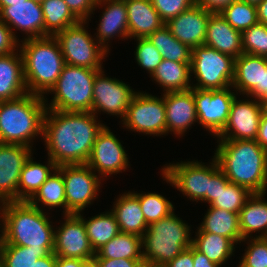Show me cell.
<instances>
[{
  "mask_svg": "<svg viewBox=\"0 0 267 267\" xmlns=\"http://www.w3.org/2000/svg\"><path fill=\"white\" fill-rule=\"evenodd\" d=\"M96 117L92 112L46 110L43 140L48 157L57 166L86 164L96 136L105 126Z\"/></svg>",
  "mask_w": 267,
  "mask_h": 267,
  "instance_id": "cell-1",
  "label": "cell"
},
{
  "mask_svg": "<svg viewBox=\"0 0 267 267\" xmlns=\"http://www.w3.org/2000/svg\"><path fill=\"white\" fill-rule=\"evenodd\" d=\"M0 206V245L54 249L55 230L43 209L27 201L4 202Z\"/></svg>",
  "mask_w": 267,
  "mask_h": 267,
  "instance_id": "cell-2",
  "label": "cell"
},
{
  "mask_svg": "<svg viewBox=\"0 0 267 267\" xmlns=\"http://www.w3.org/2000/svg\"><path fill=\"white\" fill-rule=\"evenodd\" d=\"M218 141L214 157L229 181L252 193H266L267 151L256 140Z\"/></svg>",
  "mask_w": 267,
  "mask_h": 267,
  "instance_id": "cell-3",
  "label": "cell"
},
{
  "mask_svg": "<svg viewBox=\"0 0 267 267\" xmlns=\"http://www.w3.org/2000/svg\"><path fill=\"white\" fill-rule=\"evenodd\" d=\"M19 43L28 93L44 97L55 86L65 60L54 36L24 39Z\"/></svg>",
  "mask_w": 267,
  "mask_h": 267,
  "instance_id": "cell-4",
  "label": "cell"
},
{
  "mask_svg": "<svg viewBox=\"0 0 267 267\" xmlns=\"http://www.w3.org/2000/svg\"><path fill=\"white\" fill-rule=\"evenodd\" d=\"M46 102L48 101L45 97L31 93L13 100L2 101L0 143L32 148L30 145L32 139L38 135L43 137Z\"/></svg>",
  "mask_w": 267,
  "mask_h": 267,
  "instance_id": "cell-5",
  "label": "cell"
},
{
  "mask_svg": "<svg viewBox=\"0 0 267 267\" xmlns=\"http://www.w3.org/2000/svg\"><path fill=\"white\" fill-rule=\"evenodd\" d=\"M190 231V226L176 216L174 211L150 224L141 236L144 263L165 266L192 246Z\"/></svg>",
  "mask_w": 267,
  "mask_h": 267,
  "instance_id": "cell-6",
  "label": "cell"
},
{
  "mask_svg": "<svg viewBox=\"0 0 267 267\" xmlns=\"http://www.w3.org/2000/svg\"><path fill=\"white\" fill-rule=\"evenodd\" d=\"M101 70L65 64L55 84L49 91L54 94L47 109L64 112H91L94 79Z\"/></svg>",
  "mask_w": 267,
  "mask_h": 267,
  "instance_id": "cell-7",
  "label": "cell"
},
{
  "mask_svg": "<svg viewBox=\"0 0 267 267\" xmlns=\"http://www.w3.org/2000/svg\"><path fill=\"white\" fill-rule=\"evenodd\" d=\"M235 58L206 45L192 49L190 69L197 82L193 88L220 90L232 88Z\"/></svg>",
  "mask_w": 267,
  "mask_h": 267,
  "instance_id": "cell-8",
  "label": "cell"
},
{
  "mask_svg": "<svg viewBox=\"0 0 267 267\" xmlns=\"http://www.w3.org/2000/svg\"><path fill=\"white\" fill-rule=\"evenodd\" d=\"M86 23L87 21H80L54 37L60 44L65 64L102 70V60L108 51L89 34L85 28Z\"/></svg>",
  "mask_w": 267,
  "mask_h": 267,
  "instance_id": "cell-9",
  "label": "cell"
},
{
  "mask_svg": "<svg viewBox=\"0 0 267 267\" xmlns=\"http://www.w3.org/2000/svg\"><path fill=\"white\" fill-rule=\"evenodd\" d=\"M124 127L150 135H166V110L164 97L136 92L122 119Z\"/></svg>",
  "mask_w": 267,
  "mask_h": 267,
  "instance_id": "cell-10",
  "label": "cell"
},
{
  "mask_svg": "<svg viewBox=\"0 0 267 267\" xmlns=\"http://www.w3.org/2000/svg\"><path fill=\"white\" fill-rule=\"evenodd\" d=\"M65 183L67 214L81 213L97 198L101 178L87 164L61 165Z\"/></svg>",
  "mask_w": 267,
  "mask_h": 267,
  "instance_id": "cell-11",
  "label": "cell"
},
{
  "mask_svg": "<svg viewBox=\"0 0 267 267\" xmlns=\"http://www.w3.org/2000/svg\"><path fill=\"white\" fill-rule=\"evenodd\" d=\"M198 123L216 137L226 126L236 97L230 87L220 90L193 88Z\"/></svg>",
  "mask_w": 267,
  "mask_h": 267,
  "instance_id": "cell-12",
  "label": "cell"
},
{
  "mask_svg": "<svg viewBox=\"0 0 267 267\" xmlns=\"http://www.w3.org/2000/svg\"><path fill=\"white\" fill-rule=\"evenodd\" d=\"M163 178L193 201L206 202L209 193V165L198 161L177 162L162 168Z\"/></svg>",
  "mask_w": 267,
  "mask_h": 267,
  "instance_id": "cell-13",
  "label": "cell"
},
{
  "mask_svg": "<svg viewBox=\"0 0 267 267\" xmlns=\"http://www.w3.org/2000/svg\"><path fill=\"white\" fill-rule=\"evenodd\" d=\"M104 126L96 136L91 154L86 164L100 177L118 174L129 167L127 154L113 132Z\"/></svg>",
  "mask_w": 267,
  "mask_h": 267,
  "instance_id": "cell-14",
  "label": "cell"
},
{
  "mask_svg": "<svg viewBox=\"0 0 267 267\" xmlns=\"http://www.w3.org/2000/svg\"><path fill=\"white\" fill-rule=\"evenodd\" d=\"M104 76L103 70L95 76L91 112L97 116V112L102 111L110 115H120L123 119L136 92L123 81Z\"/></svg>",
  "mask_w": 267,
  "mask_h": 267,
  "instance_id": "cell-15",
  "label": "cell"
},
{
  "mask_svg": "<svg viewBox=\"0 0 267 267\" xmlns=\"http://www.w3.org/2000/svg\"><path fill=\"white\" fill-rule=\"evenodd\" d=\"M243 100L235 97L228 122L217 136L220 140H256L265 108L256 98Z\"/></svg>",
  "mask_w": 267,
  "mask_h": 267,
  "instance_id": "cell-16",
  "label": "cell"
},
{
  "mask_svg": "<svg viewBox=\"0 0 267 267\" xmlns=\"http://www.w3.org/2000/svg\"><path fill=\"white\" fill-rule=\"evenodd\" d=\"M65 222L56 228L53 253L58 257L87 260L95 256L84 222L78 214H65Z\"/></svg>",
  "mask_w": 267,
  "mask_h": 267,
  "instance_id": "cell-17",
  "label": "cell"
},
{
  "mask_svg": "<svg viewBox=\"0 0 267 267\" xmlns=\"http://www.w3.org/2000/svg\"><path fill=\"white\" fill-rule=\"evenodd\" d=\"M232 87L258 99L267 91V57L243 53L235 59Z\"/></svg>",
  "mask_w": 267,
  "mask_h": 267,
  "instance_id": "cell-18",
  "label": "cell"
},
{
  "mask_svg": "<svg viewBox=\"0 0 267 267\" xmlns=\"http://www.w3.org/2000/svg\"><path fill=\"white\" fill-rule=\"evenodd\" d=\"M31 153L24 145L0 143V205L17 201L20 173Z\"/></svg>",
  "mask_w": 267,
  "mask_h": 267,
  "instance_id": "cell-19",
  "label": "cell"
},
{
  "mask_svg": "<svg viewBox=\"0 0 267 267\" xmlns=\"http://www.w3.org/2000/svg\"><path fill=\"white\" fill-rule=\"evenodd\" d=\"M0 19L4 21L17 40L14 29L25 32L27 38L34 39L45 37L44 15L41 3L26 0L23 3L12 4L0 10Z\"/></svg>",
  "mask_w": 267,
  "mask_h": 267,
  "instance_id": "cell-20",
  "label": "cell"
},
{
  "mask_svg": "<svg viewBox=\"0 0 267 267\" xmlns=\"http://www.w3.org/2000/svg\"><path fill=\"white\" fill-rule=\"evenodd\" d=\"M211 13L202 6L194 4L175 18L170 19L165 25L177 40L193 49L204 45Z\"/></svg>",
  "mask_w": 267,
  "mask_h": 267,
  "instance_id": "cell-21",
  "label": "cell"
},
{
  "mask_svg": "<svg viewBox=\"0 0 267 267\" xmlns=\"http://www.w3.org/2000/svg\"><path fill=\"white\" fill-rule=\"evenodd\" d=\"M166 110V134L173 132L181 136L195 122H198L193 87L187 91L163 94Z\"/></svg>",
  "mask_w": 267,
  "mask_h": 267,
  "instance_id": "cell-22",
  "label": "cell"
},
{
  "mask_svg": "<svg viewBox=\"0 0 267 267\" xmlns=\"http://www.w3.org/2000/svg\"><path fill=\"white\" fill-rule=\"evenodd\" d=\"M99 5L106 7L95 38L109 52L108 42L112 37L129 38L127 7L124 0H97L95 8Z\"/></svg>",
  "mask_w": 267,
  "mask_h": 267,
  "instance_id": "cell-23",
  "label": "cell"
},
{
  "mask_svg": "<svg viewBox=\"0 0 267 267\" xmlns=\"http://www.w3.org/2000/svg\"><path fill=\"white\" fill-rule=\"evenodd\" d=\"M204 45L235 59L244 53L242 32L235 30L219 12L210 14Z\"/></svg>",
  "mask_w": 267,
  "mask_h": 267,
  "instance_id": "cell-24",
  "label": "cell"
},
{
  "mask_svg": "<svg viewBox=\"0 0 267 267\" xmlns=\"http://www.w3.org/2000/svg\"><path fill=\"white\" fill-rule=\"evenodd\" d=\"M18 50L0 56V100H13L28 93L23 68V57Z\"/></svg>",
  "mask_w": 267,
  "mask_h": 267,
  "instance_id": "cell-25",
  "label": "cell"
},
{
  "mask_svg": "<svg viewBox=\"0 0 267 267\" xmlns=\"http://www.w3.org/2000/svg\"><path fill=\"white\" fill-rule=\"evenodd\" d=\"M127 7L129 38H147L165 23L151 0H124Z\"/></svg>",
  "mask_w": 267,
  "mask_h": 267,
  "instance_id": "cell-26",
  "label": "cell"
},
{
  "mask_svg": "<svg viewBox=\"0 0 267 267\" xmlns=\"http://www.w3.org/2000/svg\"><path fill=\"white\" fill-rule=\"evenodd\" d=\"M116 200L110 211L116 218L120 232L141 237L146 232L148 225L138 197L134 192L129 191L120 195Z\"/></svg>",
  "mask_w": 267,
  "mask_h": 267,
  "instance_id": "cell-27",
  "label": "cell"
},
{
  "mask_svg": "<svg viewBox=\"0 0 267 267\" xmlns=\"http://www.w3.org/2000/svg\"><path fill=\"white\" fill-rule=\"evenodd\" d=\"M265 194L253 193L240 210L239 228L242 242L247 241L255 232H261L255 237H267V201L263 198Z\"/></svg>",
  "mask_w": 267,
  "mask_h": 267,
  "instance_id": "cell-28",
  "label": "cell"
},
{
  "mask_svg": "<svg viewBox=\"0 0 267 267\" xmlns=\"http://www.w3.org/2000/svg\"><path fill=\"white\" fill-rule=\"evenodd\" d=\"M190 63L163 59L151 77L163 87L164 93L190 90Z\"/></svg>",
  "mask_w": 267,
  "mask_h": 267,
  "instance_id": "cell-29",
  "label": "cell"
},
{
  "mask_svg": "<svg viewBox=\"0 0 267 267\" xmlns=\"http://www.w3.org/2000/svg\"><path fill=\"white\" fill-rule=\"evenodd\" d=\"M203 219L197 232H209L225 236L231 239L236 245L238 242H242L238 213L209 205V209Z\"/></svg>",
  "mask_w": 267,
  "mask_h": 267,
  "instance_id": "cell-30",
  "label": "cell"
},
{
  "mask_svg": "<svg viewBox=\"0 0 267 267\" xmlns=\"http://www.w3.org/2000/svg\"><path fill=\"white\" fill-rule=\"evenodd\" d=\"M26 160L19 177L17 201H28L47 178L57 169V165L48 158V164L34 162L32 157Z\"/></svg>",
  "mask_w": 267,
  "mask_h": 267,
  "instance_id": "cell-31",
  "label": "cell"
},
{
  "mask_svg": "<svg viewBox=\"0 0 267 267\" xmlns=\"http://www.w3.org/2000/svg\"><path fill=\"white\" fill-rule=\"evenodd\" d=\"M195 236L197 237L193 238L192 245L220 266L235 250V243L225 236L209 232H197Z\"/></svg>",
  "mask_w": 267,
  "mask_h": 267,
  "instance_id": "cell-32",
  "label": "cell"
},
{
  "mask_svg": "<svg viewBox=\"0 0 267 267\" xmlns=\"http://www.w3.org/2000/svg\"><path fill=\"white\" fill-rule=\"evenodd\" d=\"M30 205L40 208V202L50 209L53 207H62L64 215L67 214V205L65 197V183L62 173L56 169L35 194L27 201Z\"/></svg>",
  "mask_w": 267,
  "mask_h": 267,
  "instance_id": "cell-33",
  "label": "cell"
},
{
  "mask_svg": "<svg viewBox=\"0 0 267 267\" xmlns=\"http://www.w3.org/2000/svg\"><path fill=\"white\" fill-rule=\"evenodd\" d=\"M141 237L119 232L95 252V258L143 259Z\"/></svg>",
  "mask_w": 267,
  "mask_h": 267,
  "instance_id": "cell-34",
  "label": "cell"
},
{
  "mask_svg": "<svg viewBox=\"0 0 267 267\" xmlns=\"http://www.w3.org/2000/svg\"><path fill=\"white\" fill-rule=\"evenodd\" d=\"M77 214L84 222L86 234L94 252L120 232L116 218L111 211L92 216L89 220H85L80 213Z\"/></svg>",
  "mask_w": 267,
  "mask_h": 267,
  "instance_id": "cell-35",
  "label": "cell"
},
{
  "mask_svg": "<svg viewBox=\"0 0 267 267\" xmlns=\"http://www.w3.org/2000/svg\"><path fill=\"white\" fill-rule=\"evenodd\" d=\"M41 6L44 15L45 37L55 36L65 28L80 22L64 0H43Z\"/></svg>",
  "mask_w": 267,
  "mask_h": 267,
  "instance_id": "cell-36",
  "label": "cell"
},
{
  "mask_svg": "<svg viewBox=\"0 0 267 267\" xmlns=\"http://www.w3.org/2000/svg\"><path fill=\"white\" fill-rule=\"evenodd\" d=\"M147 38L161 53L162 59L175 62H191L192 49L177 40L165 24Z\"/></svg>",
  "mask_w": 267,
  "mask_h": 267,
  "instance_id": "cell-37",
  "label": "cell"
},
{
  "mask_svg": "<svg viewBox=\"0 0 267 267\" xmlns=\"http://www.w3.org/2000/svg\"><path fill=\"white\" fill-rule=\"evenodd\" d=\"M54 249H32L31 246L0 245L1 260L5 267H33L35 261Z\"/></svg>",
  "mask_w": 267,
  "mask_h": 267,
  "instance_id": "cell-38",
  "label": "cell"
},
{
  "mask_svg": "<svg viewBox=\"0 0 267 267\" xmlns=\"http://www.w3.org/2000/svg\"><path fill=\"white\" fill-rule=\"evenodd\" d=\"M219 13L235 30L240 32L258 23L256 5L242 0H235Z\"/></svg>",
  "mask_w": 267,
  "mask_h": 267,
  "instance_id": "cell-39",
  "label": "cell"
},
{
  "mask_svg": "<svg viewBox=\"0 0 267 267\" xmlns=\"http://www.w3.org/2000/svg\"><path fill=\"white\" fill-rule=\"evenodd\" d=\"M141 206L147 225L159 221L173 212L174 206L158 193H134Z\"/></svg>",
  "mask_w": 267,
  "mask_h": 267,
  "instance_id": "cell-40",
  "label": "cell"
},
{
  "mask_svg": "<svg viewBox=\"0 0 267 267\" xmlns=\"http://www.w3.org/2000/svg\"><path fill=\"white\" fill-rule=\"evenodd\" d=\"M252 194L248 188L229 182L224 188H221L217 198L210 206L239 214Z\"/></svg>",
  "mask_w": 267,
  "mask_h": 267,
  "instance_id": "cell-41",
  "label": "cell"
},
{
  "mask_svg": "<svg viewBox=\"0 0 267 267\" xmlns=\"http://www.w3.org/2000/svg\"><path fill=\"white\" fill-rule=\"evenodd\" d=\"M244 53L267 57V25L256 23L242 32Z\"/></svg>",
  "mask_w": 267,
  "mask_h": 267,
  "instance_id": "cell-42",
  "label": "cell"
},
{
  "mask_svg": "<svg viewBox=\"0 0 267 267\" xmlns=\"http://www.w3.org/2000/svg\"><path fill=\"white\" fill-rule=\"evenodd\" d=\"M252 238L238 267H267V237Z\"/></svg>",
  "mask_w": 267,
  "mask_h": 267,
  "instance_id": "cell-43",
  "label": "cell"
},
{
  "mask_svg": "<svg viewBox=\"0 0 267 267\" xmlns=\"http://www.w3.org/2000/svg\"><path fill=\"white\" fill-rule=\"evenodd\" d=\"M136 41H138V44L136 46L135 59L138 65L146 69L151 76L163 60L161 53L148 38H136Z\"/></svg>",
  "mask_w": 267,
  "mask_h": 267,
  "instance_id": "cell-44",
  "label": "cell"
},
{
  "mask_svg": "<svg viewBox=\"0 0 267 267\" xmlns=\"http://www.w3.org/2000/svg\"><path fill=\"white\" fill-rule=\"evenodd\" d=\"M161 20L167 23L195 4V0H151Z\"/></svg>",
  "mask_w": 267,
  "mask_h": 267,
  "instance_id": "cell-45",
  "label": "cell"
},
{
  "mask_svg": "<svg viewBox=\"0 0 267 267\" xmlns=\"http://www.w3.org/2000/svg\"><path fill=\"white\" fill-rule=\"evenodd\" d=\"M229 182L216 158L213 157L209 165V193H206V202L211 204L217 198L221 188H224Z\"/></svg>",
  "mask_w": 267,
  "mask_h": 267,
  "instance_id": "cell-46",
  "label": "cell"
},
{
  "mask_svg": "<svg viewBox=\"0 0 267 267\" xmlns=\"http://www.w3.org/2000/svg\"><path fill=\"white\" fill-rule=\"evenodd\" d=\"M72 13L80 20H90V15L95 11L97 0H64ZM89 18V19H88Z\"/></svg>",
  "mask_w": 267,
  "mask_h": 267,
  "instance_id": "cell-47",
  "label": "cell"
},
{
  "mask_svg": "<svg viewBox=\"0 0 267 267\" xmlns=\"http://www.w3.org/2000/svg\"><path fill=\"white\" fill-rule=\"evenodd\" d=\"M19 39L16 40L9 26L0 19V56L14 52L19 48Z\"/></svg>",
  "mask_w": 267,
  "mask_h": 267,
  "instance_id": "cell-48",
  "label": "cell"
},
{
  "mask_svg": "<svg viewBox=\"0 0 267 267\" xmlns=\"http://www.w3.org/2000/svg\"><path fill=\"white\" fill-rule=\"evenodd\" d=\"M100 267H141L144 263L143 259H107L96 258Z\"/></svg>",
  "mask_w": 267,
  "mask_h": 267,
  "instance_id": "cell-49",
  "label": "cell"
},
{
  "mask_svg": "<svg viewBox=\"0 0 267 267\" xmlns=\"http://www.w3.org/2000/svg\"><path fill=\"white\" fill-rule=\"evenodd\" d=\"M193 245L182 251L173 260L169 261L165 267H193Z\"/></svg>",
  "mask_w": 267,
  "mask_h": 267,
  "instance_id": "cell-50",
  "label": "cell"
},
{
  "mask_svg": "<svg viewBox=\"0 0 267 267\" xmlns=\"http://www.w3.org/2000/svg\"><path fill=\"white\" fill-rule=\"evenodd\" d=\"M235 0H195V4L202 6L212 13L221 12Z\"/></svg>",
  "mask_w": 267,
  "mask_h": 267,
  "instance_id": "cell-51",
  "label": "cell"
},
{
  "mask_svg": "<svg viewBox=\"0 0 267 267\" xmlns=\"http://www.w3.org/2000/svg\"><path fill=\"white\" fill-rule=\"evenodd\" d=\"M256 142L267 151V112H264L261 115V120L258 129V135Z\"/></svg>",
  "mask_w": 267,
  "mask_h": 267,
  "instance_id": "cell-52",
  "label": "cell"
},
{
  "mask_svg": "<svg viewBox=\"0 0 267 267\" xmlns=\"http://www.w3.org/2000/svg\"><path fill=\"white\" fill-rule=\"evenodd\" d=\"M193 267H221L193 246Z\"/></svg>",
  "mask_w": 267,
  "mask_h": 267,
  "instance_id": "cell-53",
  "label": "cell"
},
{
  "mask_svg": "<svg viewBox=\"0 0 267 267\" xmlns=\"http://www.w3.org/2000/svg\"><path fill=\"white\" fill-rule=\"evenodd\" d=\"M33 267H56V255L52 252L47 256L40 257Z\"/></svg>",
  "mask_w": 267,
  "mask_h": 267,
  "instance_id": "cell-54",
  "label": "cell"
},
{
  "mask_svg": "<svg viewBox=\"0 0 267 267\" xmlns=\"http://www.w3.org/2000/svg\"><path fill=\"white\" fill-rule=\"evenodd\" d=\"M56 267H80V259L56 256Z\"/></svg>",
  "mask_w": 267,
  "mask_h": 267,
  "instance_id": "cell-55",
  "label": "cell"
},
{
  "mask_svg": "<svg viewBox=\"0 0 267 267\" xmlns=\"http://www.w3.org/2000/svg\"><path fill=\"white\" fill-rule=\"evenodd\" d=\"M256 7L258 22L267 25V0H262Z\"/></svg>",
  "mask_w": 267,
  "mask_h": 267,
  "instance_id": "cell-56",
  "label": "cell"
},
{
  "mask_svg": "<svg viewBox=\"0 0 267 267\" xmlns=\"http://www.w3.org/2000/svg\"><path fill=\"white\" fill-rule=\"evenodd\" d=\"M80 267H100L98 260L93 257L87 260H80Z\"/></svg>",
  "mask_w": 267,
  "mask_h": 267,
  "instance_id": "cell-57",
  "label": "cell"
},
{
  "mask_svg": "<svg viewBox=\"0 0 267 267\" xmlns=\"http://www.w3.org/2000/svg\"><path fill=\"white\" fill-rule=\"evenodd\" d=\"M26 0H0V10L3 7L12 6V4L23 3Z\"/></svg>",
  "mask_w": 267,
  "mask_h": 267,
  "instance_id": "cell-58",
  "label": "cell"
},
{
  "mask_svg": "<svg viewBox=\"0 0 267 267\" xmlns=\"http://www.w3.org/2000/svg\"><path fill=\"white\" fill-rule=\"evenodd\" d=\"M258 101L263 105L265 108L267 106V91H265L259 98Z\"/></svg>",
  "mask_w": 267,
  "mask_h": 267,
  "instance_id": "cell-59",
  "label": "cell"
},
{
  "mask_svg": "<svg viewBox=\"0 0 267 267\" xmlns=\"http://www.w3.org/2000/svg\"><path fill=\"white\" fill-rule=\"evenodd\" d=\"M244 2H247L249 4L258 5L262 0H242Z\"/></svg>",
  "mask_w": 267,
  "mask_h": 267,
  "instance_id": "cell-60",
  "label": "cell"
},
{
  "mask_svg": "<svg viewBox=\"0 0 267 267\" xmlns=\"http://www.w3.org/2000/svg\"><path fill=\"white\" fill-rule=\"evenodd\" d=\"M141 267H165V266L143 263V265Z\"/></svg>",
  "mask_w": 267,
  "mask_h": 267,
  "instance_id": "cell-61",
  "label": "cell"
},
{
  "mask_svg": "<svg viewBox=\"0 0 267 267\" xmlns=\"http://www.w3.org/2000/svg\"><path fill=\"white\" fill-rule=\"evenodd\" d=\"M0 267H5L4 263L2 262V260H0Z\"/></svg>",
  "mask_w": 267,
  "mask_h": 267,
  "instance_id": "cell-62",
  "label": "cell"
},
{
  "mask_svg": "<svg viewBox=\"0 0 267 267\" xmlns=\"http://www.w3.org/2000/svg\"><path fill=\"white\" fill-rule=\"evenodd\" d=\"M33 1H36L38 3H41L43 0H33Z\"/></svg>",
  "mask_w": 267,
  "mask_h": 267,
  "instance_id": "cell-63",
  "label": "cell"
}]
</instances>
